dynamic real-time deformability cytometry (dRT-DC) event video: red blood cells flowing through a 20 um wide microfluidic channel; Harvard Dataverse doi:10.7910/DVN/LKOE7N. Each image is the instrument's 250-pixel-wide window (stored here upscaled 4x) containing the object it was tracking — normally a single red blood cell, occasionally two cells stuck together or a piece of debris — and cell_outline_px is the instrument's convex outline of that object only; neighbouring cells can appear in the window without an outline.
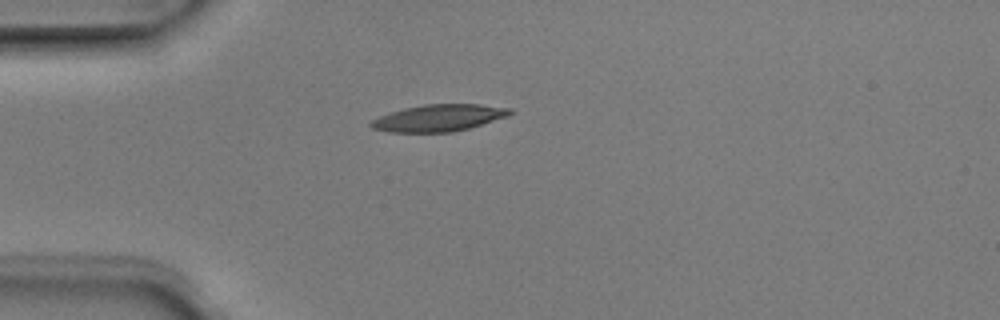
{"species": "Egyptian fruit bat (a non-hibernating species)", "species_latin": "Rousettus aegyptiacus", "temperature_condition": "room temperature", "stored_images_in_passage": 2, "camera_frame_rate_fps": 3000, "um_per_image_px": 0.085, "animal": {"sex": "male"}, "frame": {"image": 1, "passage_image": 2, "time_ms": 0.333, "image_size_px": [1000, 320], "cell_outline_px": [[512, 112], [508, 116], [468, 128], [452, 132], [388, 132], [372, 128], [368, 124], [372, 120], [380, 116], [404, 108], [424, 104], [480, 104], [512, 108]], "centroid_in_image_um": [37.29, 10.02], "position_along_channel_um": 47.7, "area_um2": 21.62}}